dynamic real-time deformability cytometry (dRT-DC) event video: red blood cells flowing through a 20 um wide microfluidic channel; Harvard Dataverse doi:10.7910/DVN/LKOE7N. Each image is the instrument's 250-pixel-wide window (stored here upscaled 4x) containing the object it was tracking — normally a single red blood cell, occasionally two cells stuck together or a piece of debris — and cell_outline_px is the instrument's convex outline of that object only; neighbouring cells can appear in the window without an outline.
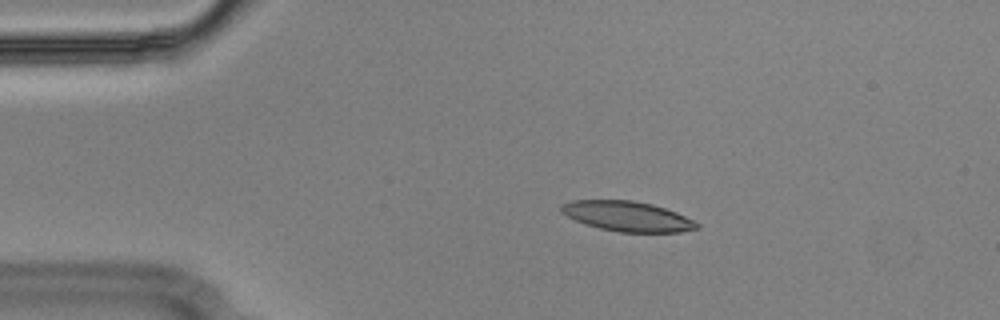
{"species": "Egyptian fruit bat (a non-hibernating species)", "species_latin": "Rousettus aegyptiacus", "temperature_condition": "cold", "stored_images_in_passage": 55, "camera_frame_rate_fps": 3000, "um_per_image_px": 0.085, "animal": {"sex": "male"}, "frame": {"image": 1, "passage_image": 10, "time_ms": 3.0, "image_size_px": [1000, 320], "cell_outline_px": [[700, 228], [680, 232], [620, 232], [600, 228], [584, 224], [560, 212], [560, 204], [572, 200], [632, 200], [652, 204], [676, 212], [700, 224]], "centroid_in_image_um": [53.31, 18.38], "position_along_channel_um": 31.7, "area_um2": 23.7}}
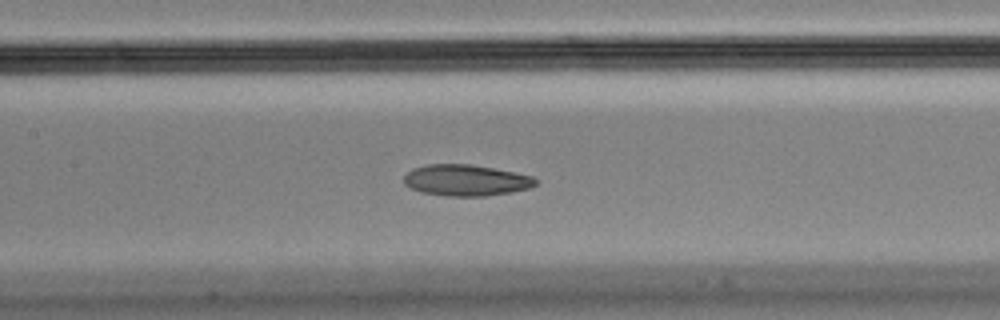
{"frame": {"image": 2, "passage_image": 25, "time_ms": 8.0, "image_size_px": [1000, 320], "cell_outline_px": [[536, 184], [532, 188], [512, 192], [484, 196], [444, 196], [420, 192], [408, 188], [404, 184], [404, 176], [412, 168], [428, 164], [468, 164], [492, 168], [532, 176], [536, 180]], "centroid_in_image_um": [39.56, 15.33], "position_along_channel_um": 167.8, "area_um2": 24.04}}
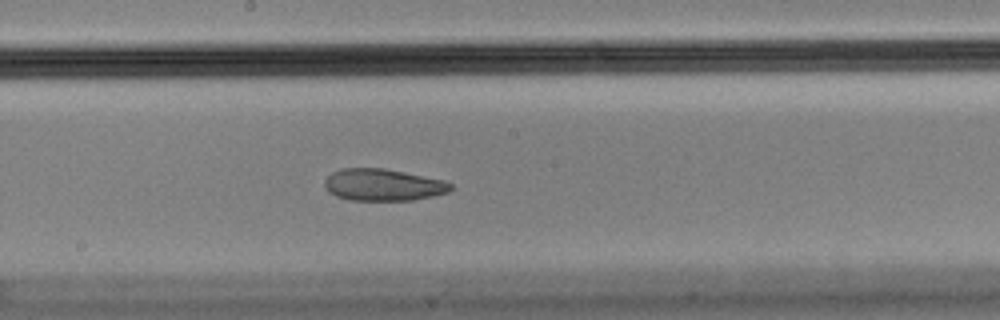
{"frame": {"image": 3, "passage_image": 29, "time_ms": 9.333, "image_size_px": [1000, 320], "cell_outline_px": [[452, 188], [448, 192], [432, 196], [412, 200], [352, 200], [336, 196], [328, 192], [324, 188], [324, 180], [332, 172], [344, 168], [384, 168], [444, 180], [452, 184]], "centroid_in_image_um": [32.54, 15.71], "position_along_channel_um": 215.7, "area_um2": 23.41}, "authors_computed_cell_mechanics": {"area_um2": 25.0274, "velocity_mm_per_s": 3.604, "shape_relaxation_time_tau1_ms": null, "shape_relaxation_time_tau2_ms": 4.0216, "deformation_change_tau1": null, "deformation_change_tau2": 0.1009}}